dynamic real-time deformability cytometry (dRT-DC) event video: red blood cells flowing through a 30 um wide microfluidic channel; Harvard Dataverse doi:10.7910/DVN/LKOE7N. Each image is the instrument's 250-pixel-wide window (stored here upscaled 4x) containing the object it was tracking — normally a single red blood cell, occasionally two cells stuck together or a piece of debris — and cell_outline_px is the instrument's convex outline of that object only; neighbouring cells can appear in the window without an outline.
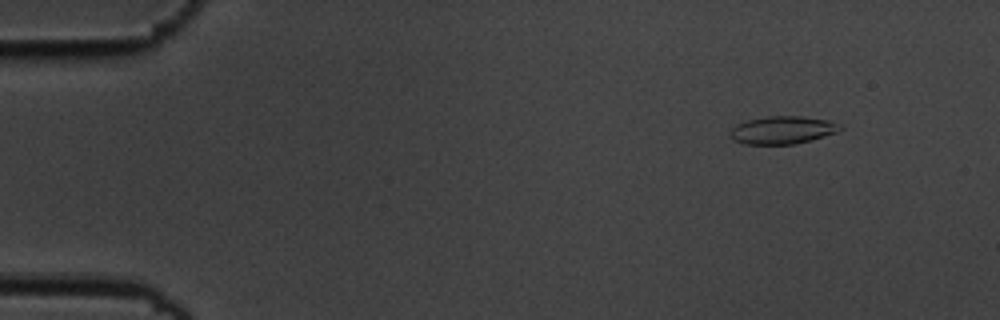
{"species": "common noctule bat (a hibernating species)", "species_latin": "Nyctalus noctula", "temperature_condition": "cold", "stored_images_in_passage": 8, "camera_frame_rate_fps": 3000, "um_per_image_px": 0.085, "animal": {"sex": "male", "body_mass_g": 19.5, "forearm_length_mm": 54.6}, "frame": {"image": 1, "passage_image": 2, "time_ms": 0.333, "image_size_px": [1000, 320], "cell_outline_px": [[844, 128], [836, 132], [824, 136], [796, 144], [744, 144], [732, 140], [728, 136], [732, 128], [736, 124], [748, 120], [768, 116], [804, 116], [828, 120], [840, 124]], "centroid_in_image_um": [66.49, 11.05], "position_along_channel_um": 18.5, "area_um2": 17.92}}
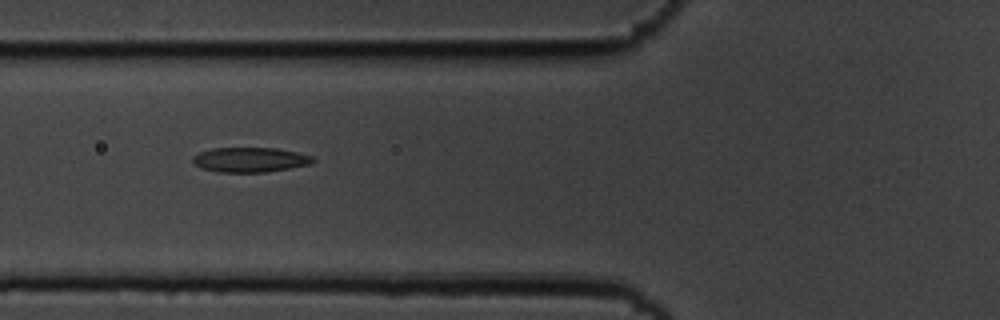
{"frame": {"image": 2, "passage_image": 6, "time_ms": 1.667, "image_size_px": [1000, 320], "cell_outline_px": [[316, 160], [312, 164], [264, 172], [216, 172], [200, 168], [192, 160], [192, 156], [200, 152], [212, 148], [276, 148], [296, 152], [312, 156]], "centroid_in_image_um": [21.24, 13.58], "position_along_channel_um": 104.6, "area_um2": 17.34}}
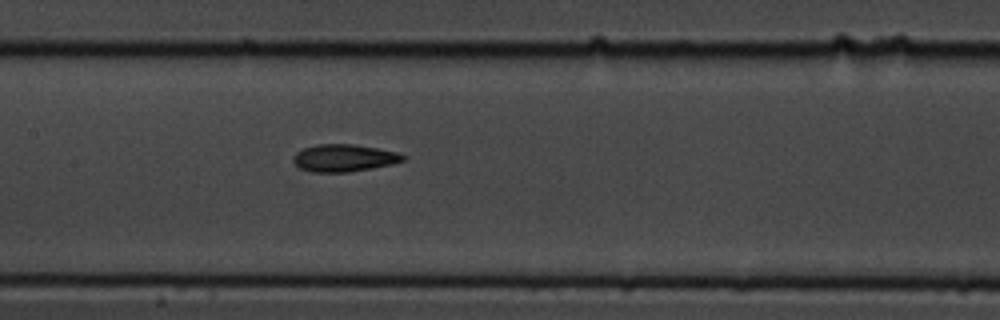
{"frame": {"image": 3, "passage_image": 8, "time_ms": 2.333, "image_size_px": [1000, 320], "cell_outline_px": [[408, 156], [404, 160], [392, 164], [372, 168], [348, 172], [312, 172], [300, 168], [292, 160], [292, 156], [296, 152], [304, 148], [316, 144], [352, 144], [376, 148], [396, 152]], "centroid_in_image_um": [29.22, 13.43], "position_along_channel_um": 178.2, "area_um2": 17.46}}